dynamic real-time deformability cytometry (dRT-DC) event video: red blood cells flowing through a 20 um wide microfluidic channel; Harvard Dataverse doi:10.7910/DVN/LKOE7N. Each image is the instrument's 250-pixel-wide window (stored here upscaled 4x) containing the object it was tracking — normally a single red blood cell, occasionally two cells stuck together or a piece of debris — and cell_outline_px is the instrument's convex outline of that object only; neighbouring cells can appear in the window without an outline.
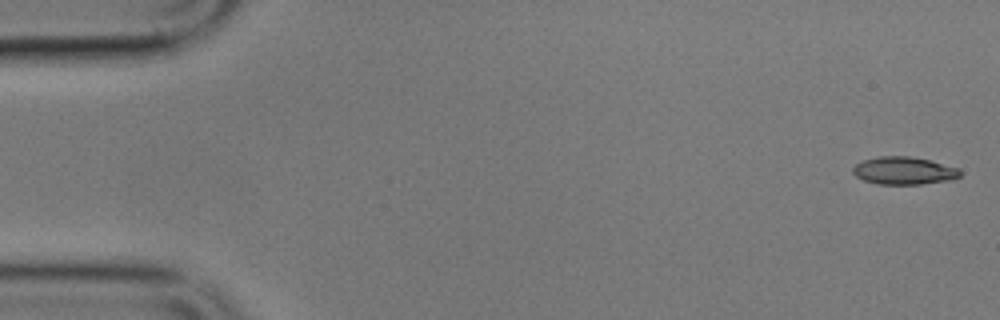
{"species": "common noctule bat (a hibernating species)", "species_latin": "Nyctalus noctula", "temperature_condition": "cold", "stored_images_in_passage": 6, "camera_frame_rate_fps": 3000, "um_per_image_px": 0.085, "animal": {"sex": "male", "body_mass_g": 17.9}, "frame": {"image": 1, "passage_image": 1, "time_ms": 0.0, "image_size_px": [1000, 320], "cell_outline_px": [[960, 176], [952, 180], [920, 184], [876, 184], [864, 180], [856, 176], [852, 172], [852, 168], [856, 164], [864, 160], [876, 156], [908, 156], [928, 160], [960, 168]], "centroid_in_image_um": [76.82, 14.51], "position_along_channel_um": 8.2, "area_um2": 17.28}}
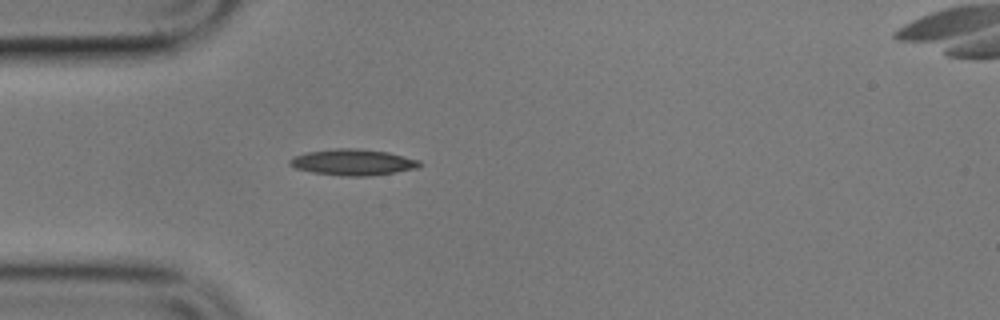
{"frame": {"image": 2, "passage_image": 5, "time_ms": 5.0, "image_size_px": [1000, 320], "cell_outline_px": [[420, 164], [416, 168], [396, 172], [368, 176], [348, 176], [312, 172], [296, 168], [288, 164], [288, 160], [296, 156], [308, 152], [336, 148], [356, 148], [388, 152], [420, 160]], "centroid_in_image_um": [30.0, 13.78], "position_along_channel_um": 55.0, "area_um2": 19.54}}